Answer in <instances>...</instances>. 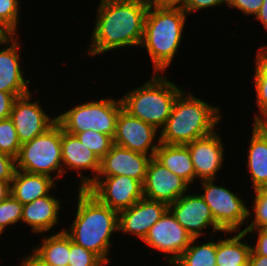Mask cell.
Instances as JSON below:
<instances>
[{
	"mask_svg": "<svg viewBox=\"0 0 267 266\" xmlns=\"http://www.w3.org/2000/svg\"><path fill=\"white\" fill-rule=\"evenodd\" d=\"M15 171V158L0 152V181H12Z\"/></svg>",
	"mask_w": 267,
	"mask_h": 266,
	"instance_id": "cell-37",
	"label": "cell"
},
{
	"mask_svg": "<svg viewBox=\"0 0 267 266\" xmlns=\"http://www.w3.org/2000/svg\"><path fill=\"white\" fill-rule=\"evenodd\" d=\"M23 204L11 194L0 202V236L7 233V229L21 224ZM6 231V232H5Z\"/></svg>",
	"mask_w": 267,
	"mask_h": 266,
	"instance_id": "cell-30",
	"label": "cell"
},
{
	"mask_svg": "<svg viewBox=\"0 0 267 266\" xmlns=\"http://www.w3.org/2000/svg\"><path fill=\"white\" fill-rule=\"evenodd\" d=\"M113 142L134 152L154 157L160 144V131L122 109L117 118Z\"/></svg>",
	"mask_w": 267,
	"mask_h": 266,
	"instance_id": "cell-15",
	"label": "cell"
},
{
	"mask_svg": "<svg viewBox=\"0 0 267 266\" xmlns=\"http://www.w3.org/2000/svg\"><path fill=\"white\" fill-rule=\"evenodd\" d=\"M247 144L246 170L250 176L251 191L267 188V137L254 125Z\"/></svg>",
	"mask_w": 267,
	"mask_h": 266,
	"instance_id": "cell-21",
	"label": "cell"
},
{
	"mask_svg": "<svg viewBox=\"0 0 267 266\" xmlns=\"http://www.w3.org/2000/svg\"><path fill=\"white\" fill-rule=\"evenodd\" d=\"M165 75L153 73L149 80L120 96L125 111L159 131L166 124L177 96L184 90Z\"/></svg>",
	"mask_w": 267,
	"mask_h": 266,
	"instance_id": "cell-5",
	"label": "cell"
},
{
	"mask_svg": "<svg viewBox=\"0 0 267 266\" xmlns=\"http://www.w3.org/2000/svg\"><path fill=\"white\" fill-rule=\"evenodd\" d=\"M151 158L149 155L113 144L111 149L100 159L97 176L124 175L132 177L143 184Z\"/></svg>",
	"mask_w": 267,
	"mask_h": 266,
	"instance_id": "cell-20",
	"label": "cell"
},
{
	"mask_svg": "<svg viewBox=\"0 0 267 266\" xmlns=\"http://www.w3.org/2000/svg\"><path fill=\"white\" fill-rule=\"evenodd\" d=\"M192 239L188 231L167 210L149 229L143 243L149 247L148 250L153 249L155 253L159 252V257L165 258L163 264L166 262V265L171 266L190 245Z\"/></svg>",
	"mask_w": 267,
	"mask_h": 266,
	"instance_id": "cell-9",
	"label": "cell"
},
{
	"mask_svg": "<svg viewBox=\"0 0 267 266\" xmlns=\"http://www.w3.org/2000/svg\"><path fill=\"white\" fill-rule=\"evenodd\" d=\"M168 210L193 238L207 236L206 233L208 231V233L211 234L209 235L210 237L219 233L221 236L223 233L216 225L209 206L197 191L195 193L188 191L174 203L168 205ZM210 230H212V232H210Z\"/></svg>",
	"mask_w": 267,
	"mask_h": 266,
	"instance_id": "cell-12",
	"label": "cell"
},
{
	"mask_svg": "<svg viewBox=\"0 0 267 266\" xmlns=\"http://www.w3.org/2000/svg\"><path fill=\"white\" fill-rule=\"evenodd\" d=\"M250 193L253 195L251 206L249 205L248 209V219L250 220L244 227V231L245 229L267 228V188L256 189Z\"/></svg>",
	"mask_w": 267,
	"mask_h": 266,
	"instance_id": "cell-28",
	"label": "cell"
},
{
	"mask_svg": "<svg viewBox=\"0 0 267 266\" xmlns=\"http://www.w3.org/2000/svg\"><path fill=\"white\" fill-rule=\"evenodd\" d=\"M236 266H249V264H237Z\"/></svg>",
	"mask_w": 267,
	"mask_h": 266,
	"instance_id": "cell-45",
	"label": "cell"
},
{
	"mask_svg": "<svg viewBox=\"0 0 267 266\" xmlns=\"http://www.w3.org/2000/svg\"><path fill=\"white\" fill-rule=\"evenodd\" d=\"M254 125L267 137V122L264 119L255 122Z\"/></svg>",
	"mask_w": 267,
	"mask_h": 266,
	"instance_id": "cell-44",
	"label": "cell"
},
{
	"mask_svg": "<svg viewBox=\"0 0 267 266\" xmlns=\"http://www.w3.org/2000/svg\"><path fill=\"white\" fill-rule=\"evenodd\" d=\"M102 97L97 100H85L70 108L64 109L57 115V122L64 131L74 135L87 130H95L112 138L116 131V122L119 112L123 109L122 101L119 98Z\"/></svg>",
	"mask_w": 267,
	"mask_h": 266,
	"instance_id": "cell-6",
	"label": "cell"
},
{
	"mask_svg": "<svg viewBox=\"0 0 267 266\" xmlns=\"http://www.w3.org/2000/svg\"><path fill=\"white\" fill-rule=\"evenodd\" d=\"M190 189L184 179L172 173L155 157L150 159L143 182L144 198L170 205Z\"/></svg>",
	"mask_w": 267,
	"mask_h": 266,
	"instance_id": "cell-17",
	"label": "cell"
},
{
	"mask_svg": "<svg viewBox=\"0 0 267 266\" xmlns=\"http://www.w3.org/2000/svg\"><path fill=\"white\" fill-rule=\"evenodd\" d=\"M53 193V194H52ZM63 199L60 200L52 191L49 195L40 197L31 203L23 205L21 223L30 228L29 233L50 234L54 233L55 229L63 231L64 228H57L61 223L60 214H63ZM62 212V213H61ZM57 225V226H56Z\"/></svg>",
	"mask_w": 267,
	"mask_h": 266,
	"instance_id": "cell-19",
	"label": "cell"
},
{
	"mask_svg": "<svg viewBox=\"0 0 267 266\" xmlns=\"http://www.w3.org/2000/svg\"><path fill=\"white\" fill-rule=\"evenodd\" d=\"M11 182L12 181H0V202L11 194Z\"/></svg>",
	"mask_w": 267,
	"mask_h": 266,
	"instance_id": "cell-43",
	"label": "cell"
},
{
	"mask_svg": "<svg viewBox=\"0 0 267 266\" xmlns=\"http://www.w3.org/2000/svg\"><path fill=\"white\" fill-rule=\"evenodd\" d=\"M167 210L166 203L143 197L131 207L118 212V233L143 241L149 229Z\"/></svg>",
	"mask_w": 267,
	"mask_h": 266,
	"instance_id": "cell-18",
	"label": "cell"
},
{
	"mask_svg": "<svg viewBox=\"0 0 267 266\" xmlns=\"http://www.w3.org/2000/svg\"><path fill=\"white\" fill-rule=\"evenodd\" d=\"M249 266H267V256L250 255Z\"/></svg>",
	"mask_w": 267,
	"mask_h": 266,
	"instance_id": "cell-42",
	"label": "cell"
},
{
	"mask_svg": "<svg viewBox=\"0 0 267 266\" xmlns=\"http://www.w3.org/2000/svg\"><path fill=\"white\" fill-rule=\"evenodd\" d=\"M188 14L183 9L149 5L141 48L148 54L152 73H167L184 42ZM180 48V49H179Z\"/></svg>",
	"mask_w": 267,
	"mask_h": 266,
	"instance_id": "cell-4",
	"label": "cell"
},
{
	"mask_svg": "<svg viewBox=\"0 0 267 266\" xmlns=\"http://www.w3.org/2000/svg\"><path fill=\"white\" fill-rule=\"evenodd\" d=\"M21 143L10 118L0 120V152L17 157Z\"/></svg>",
	"mask_w": 267,
	"mask_h": 266,
	"instance_id": "cell-32",
	"label": "cell"
},
{
	"mask_svg": "<svg viewBox=\"0 0 267 266\" xmlns=\"http://www.w3.org/2000/svg\"><path fill=\"white\" fill-rule=\"evenodd\" d=\"M101 204L120 212L143 198V184L129 176H97L86 188Z\"/></svg>",
	"mask_w": 267,
	"mask_h": 266,
	"instance_id": "cell-13",
	"label": "cell"
},
{
	"mask_svg": "<svg viewBox=\"0 0 267 266\" xmlns=\"http://www.w3.org/2000/svg\"><path fill=\"white\" fill-rule=\"evenodd\" d=\"M262 4L263 0H226L227 8L233 9V11L237 9L246 17L252 15L253 18L259 12Z\"/></svg>",
	"mask_w": 267,
	"mask_h": 266,
	"instance_id": "cell-35",
	"label": "cell"
},
{
	"mask_svg": "<svg viewBox=\"0 0 267 266\" xmlns=\"http://www.w3.org/2000/svg\"><path fill=\"white\" fill-rule=\"evenodd\" d=\"M219 132L221 130H216L208 136L186 144L190 151L197 185H200L198 181L218 179L217 174L225 167L227 149Z\"/></svg>",
	"mask_w": 267,
	"mask_h": 266,
	"instance_id": "cell-16",
	"label": "cell"
},
{
	"mask_svg": "<svg viewBox=\"0 0 267 266\" xmlns=\"http://www.w3.org/2000/svg\"><path fill=\"white\" fill-rule=\"evenodd\" d=\"M255 54L254 71L252 83L254 87V95L256 98L255 105L257 112L253 115V124L267 117V44H263L257 48Z\"/></svg>",
	"mask_w": 267,
	"mask_h": 266,
	"instance_id": "cell-26",
	"label": "cell"
},
{
	"mask_svg": "<svg viewBox=\"0 0 267 266\" xmlns=\"http://www.w3.org/2000/svg\"><path fill=\"white\" fill-rule=\"evenodd\" d=\"M61 153L63 177H65L68 172H72L71 174L75 172L76 176L78 175V180H80L76 190L86 189L98 175L100 159L75 135L64 131L62 127Z\"/></svg>",
	"mask_w": 267,
	"mask_h": 266,
	"instance_id": "cell-14",
	"label": "cell"
},
{
	"mask_svg": "<svg viewBox=\"0 0 267 266\" xmlns=\"http://www.w3.org/2000/svg\"><path fill=\"white\" fill-rule=\"evenodd\" d=\"M20 37L19 34H3L0 37V91L11 93L16 98L32 91V81L24 73L26 68H23L21 56L24 44Z\"/></svg>",
	"mask_w": 267,
	"mask_h": 266,
	"instance_id": "cell-11",
	"label": "cell"
},
{
	"mask_svg": "<svg viewBox=\"0 0 267 266\" xmlns=\"http://www.w3.org/2000/svg\"><path fill=\"white\" fill-rule=\"evenodd\" d=\"M68 266H107L95 253L70 239Z\"/></svg>",
	"mask_w": 267,
	"mask_h": 266,
	"instance_id": "cell-33",
	"label": "cell"
},
{
	"mask_svg": "<svg viewBox=\"0 0 267 266\" xmlns=\"http://www.w3.org/2000/svg\"><path fill=\"white\" fill-rule=\"evenodd\" d=\"M245 233L248 238L251 236L253 243H255L254 245L251 244L250 255L267 256V228L245 229Z\"/></svg>",
	"mask_w": 267,
	"mask_h": 266,
	"instance_id": "cell-34",
	"label": "cell"
},
{
	"mask_svg": "<svg viewBox=\"0 0 267 266\" xmlns=\"http://www.w3.org/2000/svg\"><path fill=\"white\" fill-rule=\"evenodd\" d=\"M75 194L76 210L68 228L64 232L78 245L95 253L107 266L110 264L113 237L118 238V212L101 204L86 189H78ZM75 216V217H74ZM115 235V236H114ZM110 257V258H109Z\"/></svg>",
	"mask_w": 267,
	"mask_h": 266,
	"instance_id": "cell-2",
	"label": "cell"
},
{
	"mask_svg": "<svg viewBox=\"0 0 267 266\" xmlns=\"http://www.w3.org/2000/svg\"><path fill=\"white\" fill-rule=\"evenodd\" d=\"M148 8V0H99L91 37L82 54L87 52L93 58L140 47Z\"/></svg>",
	"mask_w": 267,
	"mask_h": 266,
	"instance_id": "cell-1",
	"label": "cell"
},
{
	"mask_svg": "<svg viewBox=\"0 0 267 266\" xmlns=\"http://www.w3.org/2000/svg\"><path fill=\"white\" fill-rule=\"evenodd\" d=\"M20 0H0V31L2 34H19Z\"/></svg>",
	"mask_w": 267,
	"mask_h": 266,
	"instance_id": "cell-29",
	"label": "cell"
},
{
	"mask_svg": "<svg viewBox=\"0 0 267 266\" xmlns=\"http://www.w3.org/2000/svg\"><path fill=\"white\" fill-rule=\"evenodd\" d=\"M15 161L18 170L46 175L60 183L63 178L61 125L56 122L43 134L21 144Z\"/></svg>",
	"mask_w": 267,
	"mask_h": 266,
	"instance_id": "cell-7",
	"label": "cell"
},
{
	"mask_svg": "<svg viewBox=\"0 0 267 266\" xmlns=\"http://www.w3.org/2000/svg\"><path fill=\"white\" fill-rule=\"evenodd\" d=\"M39 88H34L30 93L17 97L13 103L10 119L14 124L18 139L21 144L31 141L34 137L43 134L57 122V116L46 113L36 94ZM35 96V98H33ZM34 100V101H32Z\"/></svg>",
	"mask_w": 267,
	"mask_h": 266,
	"instance_id": "cell-10",
	"label": "cell"
},
{
	"mask_svg": "<svg viewBox=\"0 0 267 266\" xmlns=\"http://www.w3.org/2000/svg\"><path fill=\"white\" fill-rule=\"evenodd\" d=\"M29 252L30 253L27 254L25 251V255L22 257V259L18 260V261H20L19 266H53L51 264L44 262L32 250Z\"/></svg>",
	"mask_w": 267,
	"mask_h": 266,
	"instance_id": "cell-40",
	"label": "cell"
},
{
	"mask_svg": "<svg viewBox=\"0 0 267 266\" xmlns=\"http://www.w3.org/2000/svg\"><path fill=\"white\" fill-rule=\"evenodd\" d=\"M15 99L13 94L0 91V120L10 117Z\"/></svg>",
	"mask_w": 267,
	"mask_h": 266,
	"instance_id": "cell-38",
	"label": "cell"
},
{
	"mask_svg": "<svg viewBox=\"0 0 267 266\" xmlns=\"http://www.w3.org/2000/svg\"><path fill=\"white\" fill-rule=\"evenodd\" d=\"M224 113L220 106L184 89L176 98L166 124L160 130V143L186 145L214 133Z\"/></svg>",
	"mask_w": 267,
	"mask_h": 266,
	"instance_id": "cell-3",
	"label": "cell"
},
{
	"mask_svg": "<svg viewBox=\"0 0 267 266\" xmlns=\"http://www.w3.org/2000/svg\"><path fill=\"white\" fill-rule=\"evenodd\" d=\"M246 236L245 231H228L216 238V266L249 264L252 242Z\"/></svg>",
	"mask_w": 267,
	"mask_h": 266,
	"instance_id": "cell-23",
	"label": "cell"
},
{
	"mask_svg": "<svg viewBox=\"0 0 267 266\" xmlns=\"http://www.w3.org/2000/svg\"><path fill=\"white\" fill-rule=\"evenodd\" d=\"M58 231V232H57ZM44 235L31 250L44 262L53 266H68L70 254V237L63 231Z\"/></svg>",
	"mask_w": 267,
	"mask_h": 266,
	"instance_id": "cell-25",
	"label": "cell"
},
{
	"mask_svg": "<svg viewBox=\"0 0 267 266\" xmlns=\"http://www.w3.org/2000/svg\"><path fill=\"white\" fill-rule=\"evenodd\" d=\"M254 19L261 23L264 31L266 30L267 32V0H263V4Z\"/></svg>",
	"mask_w": 267,
	"mask_h": 266,
	"instance_id": "cell-41",
	"label": "cell"
},
{
	"mask_svg": "<svg viewBox=\"0 0 267 266\" xmlns=\"http://www.w3.org/2000/svg\"><path fill=\"white\" fill-rule=\"evenodd\" d=\"M172 173L184 179L190 186H196L195 171L186 145L160 143L154 156Z\"/></svg>",
	"mask_w": 267,
	"mask_h": 266,
	"instance_id": "cell-24",
	"label": "cell"
},
{
	"mask_svg": "<svg viewBox=\"0 0 267 266\" xmlns=\"http://www.w3.org/2000/svg\"><path fill=\"white\" fill-rule=\"evenodd\" d=\"M188 0H148L149 5L158 8L185 9Z\"/></svg>",
	"mask_w": 267,
	"mask_h": 266,
	"instance_id": "cell-39",
	"label": "cell"
},
{
	"mask_svg": "<svg viewBox=\"0 0 267 266\" xmlns=\"http://www.w3.org/2000/svg\"><path fill=\"white\" fill-rule=\"evenodd\" d=\"M221 5L226 7V0H188L184 11L191 17L199 11L204 12L205 9L208 11L209 8H220Z\"/></svg>",
	"mask_w": 267,
	"mask_h": 266,
	"instance_id": "cell-36",
	"label": "cell"
},
{
	"mask_svg": "<svg viewBox=\"0 0 267 266\" xmlns=\"http://www.w3.org/2000/svg\"><path fill=\"white\" fill-rule=\"evenodd\" d=\"M56 188L57 182L49 176L26 173L16 169L10 193L24 205L49 195Z\"/></svg>",
	"mask_w": 267,
	"mask_h": 266,
	"instance_id": "cell-22",
	"label": "cell"
},
{
	"mask_svg": "<svg viewBox=\"0 0 267 266\" xmlns=\"http://www.w3.org/2000/svg\"><path fill=\"white\" fill-rule=\"evenodd\" d=\"M216 181L218 179L198 182L201 184L199 194L209 206L216 225L223 232L244 231L241 227L247 225L249 220L248 200H244L240 192L235 193L225 185H218Z\"/></svg>",
	"mask_w": 267,
	"mask_h": 266,
	"instance_id": "cell-8",
	"label": "cell"
},
{
	"mask_svg": "<svg viewBox=\"0 0 267 266\" xmlns=\"http://www.w3.org/2000/svg\"><path fill=\"white\" fill-rule=\"evenodd\" d=\"M74 135L95 153L99 159H101L114 144L111 136L95 130H87Z\"/></svg>",
	"mask_w": 267,
	"mask_h": 266,
	"instance_id": "cell-31",
	"label": "cell"
},
{
	"mask_svg": "<svg viewBox=\"0 0 267 266\" xmlns=\"http://www.w3.org/2000/svg\"><path fill=\"white\" fill-rule=\"evenodd\" d=\"M211 236L204 243L193 238L190 245L171 266H216V239ZM214 239V240H213ZM207 241V242H206Z\"/></svg>",
	"mask_w": 267,
	"mask_h": 266,
	"instance_id": "cell-27",
	"label": "cell"
}]
</instances>
